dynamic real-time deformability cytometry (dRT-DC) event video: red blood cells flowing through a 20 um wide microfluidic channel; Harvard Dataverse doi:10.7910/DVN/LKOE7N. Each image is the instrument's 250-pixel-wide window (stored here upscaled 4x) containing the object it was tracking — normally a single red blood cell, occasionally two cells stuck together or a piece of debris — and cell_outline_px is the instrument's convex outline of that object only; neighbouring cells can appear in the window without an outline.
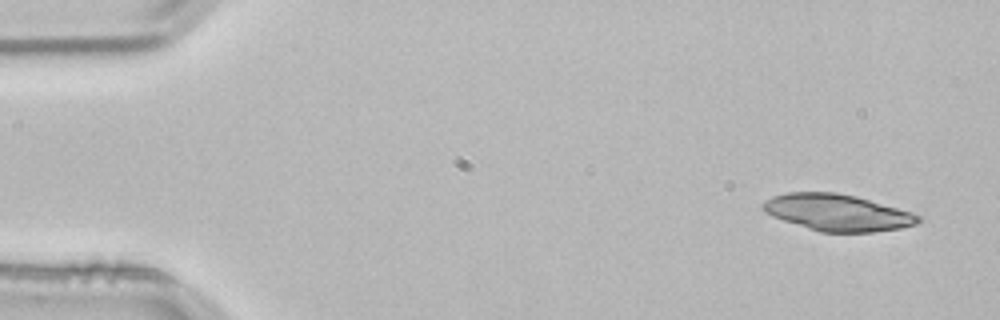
{"species": "common noctule bat (a hibernating species)", "species_latin": "Nyctalus noctula", "temperature_condition": "room temperature", "stored_images_in_passage": 3, "camera_frame_rate_fps": 3000, "um_per_image_px": 0.085, "animal": {"sex": "male", "body_mass_g": 21.5, "forearm_length_mm": 52.0}, "frame": {"image": 1, "passage_image": 1, "time_ms": 0.0, "image_size_px": [1000, 320], "cell_outline_px": [[924, 220], [920, 224], [900, 228], [872, 232], [820, 232], [772, 216], [764, 212], [760, 208], [760, 204], [764, 200], [772, 196], [788, 192], [836, 192], [856, 196], [912, 212], [920, 216]], "centroid_in_image_um": [71.18, 18.06], "position_along_channel_um": 13.8, "area_um2": 33.35}}